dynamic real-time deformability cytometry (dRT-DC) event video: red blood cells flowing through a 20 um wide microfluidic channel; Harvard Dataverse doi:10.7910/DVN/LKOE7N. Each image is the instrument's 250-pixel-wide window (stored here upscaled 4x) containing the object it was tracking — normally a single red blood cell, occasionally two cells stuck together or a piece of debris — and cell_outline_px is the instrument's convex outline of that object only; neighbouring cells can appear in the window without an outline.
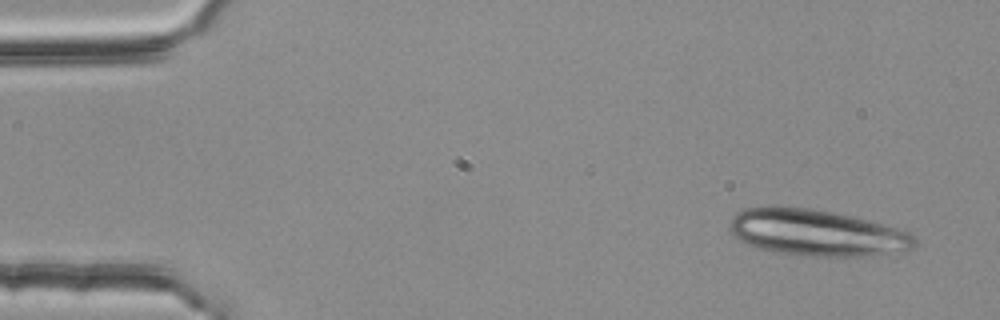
{"species": "common noctule bat (a hibernating species)", "species_latin": "Nyctalus noctula", "temperature_condition": "room temperature", "stored_images_in_passage": 5, "camera_frame_rate_fps": 3000, "um_per_image_px": 0.085, "animal": {"sex": "female", "body_mass_g": 25.1}, "frame": {"image": 1, "passage_image": 1, "time_ms": 0.0, "image_size_px": [1000, 320], "cell_outline_px": [[916, 244], [908, 252], [872, 256], [812, 256], [780, 252], [760, 248], [748, 244], [740, 240], [728, 228], [728, 224], [732, 216], [736, 212], [744, 208], [808, 208], [832, 212], [896, 228], [908, 232], [916, 236]], "centroid_in_image_um": [69.47, 19.81], "position_along_channel_um": 15.5, "area_um2": 49.36}}